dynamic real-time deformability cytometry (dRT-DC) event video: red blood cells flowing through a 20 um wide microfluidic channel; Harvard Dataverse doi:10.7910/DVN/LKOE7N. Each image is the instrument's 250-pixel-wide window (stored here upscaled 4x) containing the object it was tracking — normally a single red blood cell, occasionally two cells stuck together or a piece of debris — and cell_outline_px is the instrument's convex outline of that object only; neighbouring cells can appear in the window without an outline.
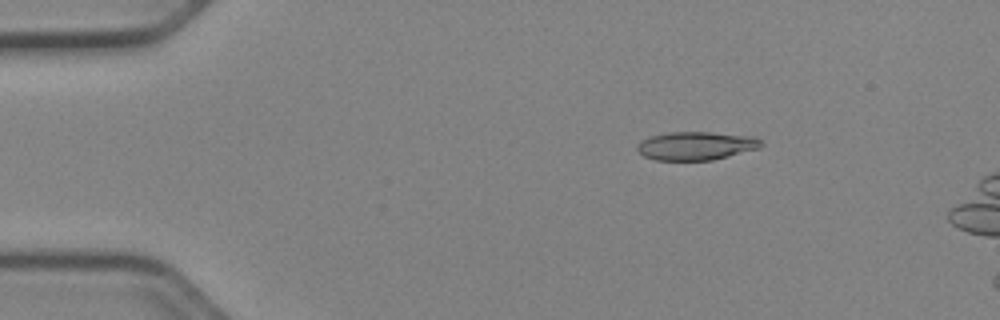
{"species": "Egyptian fruit bat (a non-hibernating species)", "species_latin": "Rousettus aegyptiacus", "temperature_condition": "cold", "stored_images_in_passage": 10, "camera_frame_rate_fps": 3000, "um_per_image_px": 0.085, "animal": {"sex": "female"}, "frame": {"image": 1, "passage_image": 5, "time_ms": 1.333, "image_size_px": [1000, 320], "cell_outline_px": [[764, 144], [760, 148], [712, 160], [656, 160], [644, 156], [636, 148], [636, 144], [640, 140], [652, 136], [668, 132], [708, 132], [756, 136]], "centroid_in_image_um": [59.17, 12.39], "position_along_channel_um": 25.8, "area_um2": 20.58}}